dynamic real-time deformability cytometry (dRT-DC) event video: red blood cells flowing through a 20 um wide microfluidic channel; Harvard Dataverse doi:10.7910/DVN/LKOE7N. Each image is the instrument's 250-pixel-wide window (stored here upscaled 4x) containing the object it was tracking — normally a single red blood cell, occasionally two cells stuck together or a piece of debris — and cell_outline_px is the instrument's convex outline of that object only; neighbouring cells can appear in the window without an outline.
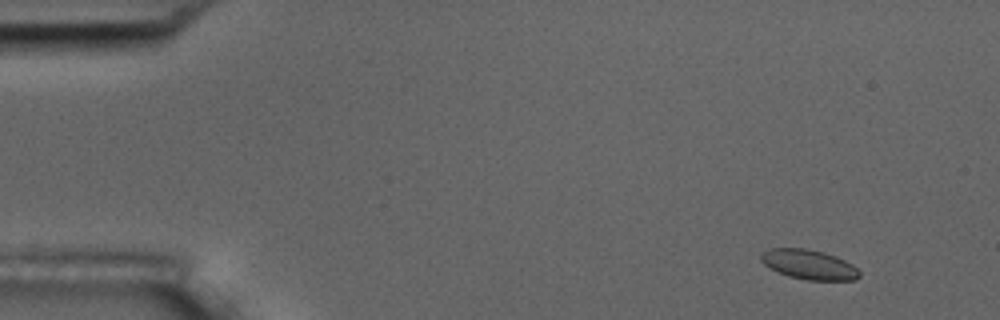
{"species": "common noctule bat (a hibernating species)", "species_latin": "Nyctalus noctula", "temperature_condition": "room temperature", "stored_images_in_passage": 7, "camera_frame_rate_fps": 3000, "um_per_image_px": 0.085, "animal": {"sex": "male", "body_mass_g": 17.5, "forearm_length_mm": 52.3}, "frame": {"image": 1, "passage_image": 1, "time_ms": 0.0, "image_size_px": [1000, 320], "cell_outline_px": [[860, 276], [856, 280], [808, 280], [788, 276], [776, 272], [764, 264], [760, 260], [760, 252], [768, 248], [804, 248], [824, 252], [836, 256], [852, 264], [860, 272]], "centroid_in_image_um": [68.72, 22.48], "position_along_channel_um": 16.3, "area_um2": 17.22}}
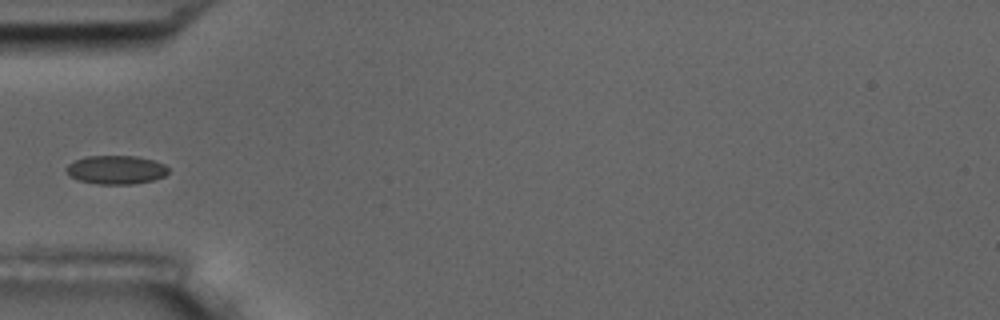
{"frame": {"image": 2, "passage_image": 5, "time_ms": 1.333, "image_size_px": [1000, 320], "cell_outline_px": [[168, 172], [164, 176], [152, 180], [132, 184], [96, 184], [80, 180], [68, 176], [64, 168], [72, 160], [88, 156], [136, 156], [152, 160], [164, 164], [168, 168]], "centroid_in_image_um": [9.81, 14.43], "position_along_channel_um": 75.2, "area_um2": 17.11}}